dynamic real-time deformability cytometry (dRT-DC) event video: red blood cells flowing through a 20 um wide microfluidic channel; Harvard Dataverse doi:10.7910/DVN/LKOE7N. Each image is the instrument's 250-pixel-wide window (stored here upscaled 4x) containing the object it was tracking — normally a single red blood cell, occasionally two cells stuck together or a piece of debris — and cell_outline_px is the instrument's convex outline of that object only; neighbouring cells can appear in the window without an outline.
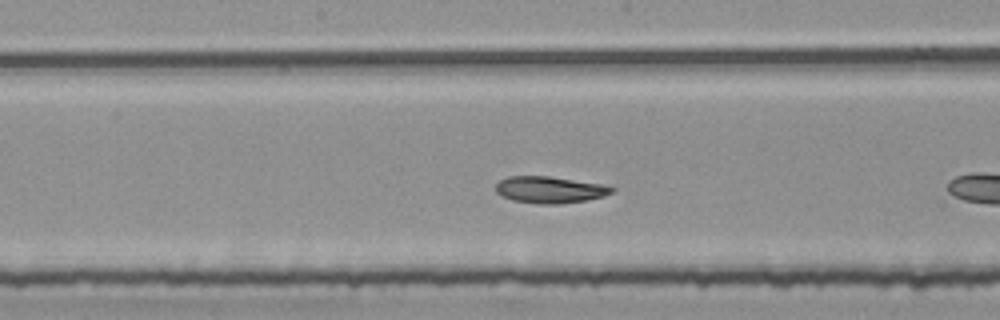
{"species": "common noctule bat (a hibernating species)", "species_latin": "Nyctalus noctula", "temperature_condition": "room temperature", "stored_images_in_passage": 16, "camera_frame_rate_fps": 3000, "um_per_image_px": 0.085, "animal": {"sex": "female", "body_mass_g": 25.1}, "frame": {"image": 1, "passage_image": 12, "time_ms": 3.667, "image_size_px": [1000, 320], "cell_outline_px": [[616, 188], [612, 192], [604, 196], [584, 200], [560, 204], [540, 204], [512, 200], [496, 192], [496, 184], [500, 180], [508, 176], [548, 176], [600, 184]], "centroid_in_image_um": [46.71, 16.13], "position_along_channel_um": 201.5, "area_um2": 17.8}}